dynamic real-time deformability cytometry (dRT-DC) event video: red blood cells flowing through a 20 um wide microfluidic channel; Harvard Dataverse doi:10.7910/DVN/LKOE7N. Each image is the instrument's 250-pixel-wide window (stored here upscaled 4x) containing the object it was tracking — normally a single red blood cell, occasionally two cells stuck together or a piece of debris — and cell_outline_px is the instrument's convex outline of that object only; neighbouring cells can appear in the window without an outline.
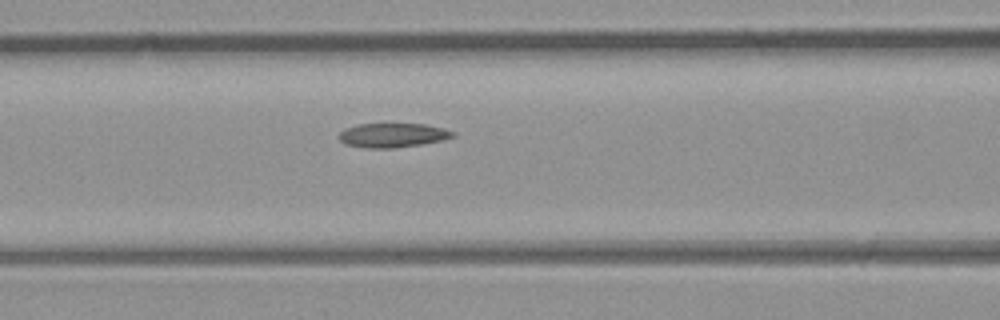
{"species": "common noctule bat (a hibernating species)", "species_latin": "Nyctalus noctula", "temperature_condition": "room temperature", "stored_images_in_passage": 13, "camera_frame_rate_fps": 3000, "um_per_image_px": 0.085, "animal": {"sex": "male", "body_mass_g": 23.1, "forearm_length_mm": 52.7}, "frame": {"image": 1, "passage_image": 6, "time_ms": 1.667, "image_size_px": [1000, 320], "cell_outline_px": [[456, 136], [444, 140], [420, 144], [392, 148], [368, 148], [344, 144], [336, 136], [344, 128], [356, 124], [424, 124], [444, 128], [456, 132]], "centroid_in_image_um": [33.37, 11.49], "position_along_channel_um": 133.2, "area_um2": 16.24}}
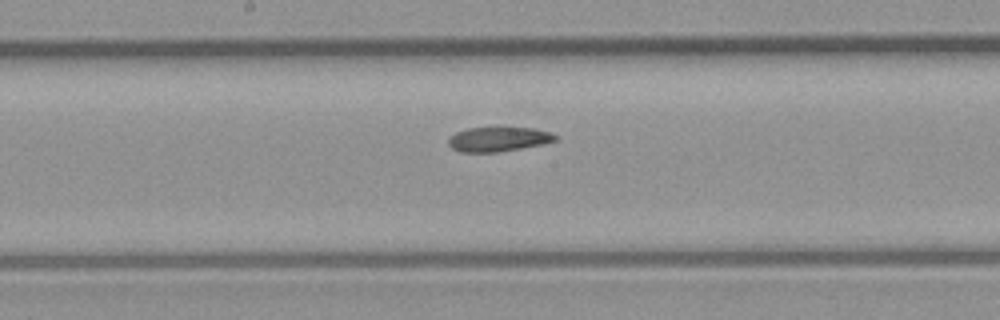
{"frame": {"image": 2, "passage_image": 11, "time_ms": 3.333, "image_size_px": [1000, 320], "cell_outline_px": [[560, 136], [556, 140], [544, 144], [496, 152], [460, 152], [452, 148], [448, 144], [448, 140], [456, 132], [468, 128], [532, 128], [548, 132]], "centroid_in_image_um": [42.37, 11.84], "position_along_channel_um": 205.8, "area_um2": 15.09}}